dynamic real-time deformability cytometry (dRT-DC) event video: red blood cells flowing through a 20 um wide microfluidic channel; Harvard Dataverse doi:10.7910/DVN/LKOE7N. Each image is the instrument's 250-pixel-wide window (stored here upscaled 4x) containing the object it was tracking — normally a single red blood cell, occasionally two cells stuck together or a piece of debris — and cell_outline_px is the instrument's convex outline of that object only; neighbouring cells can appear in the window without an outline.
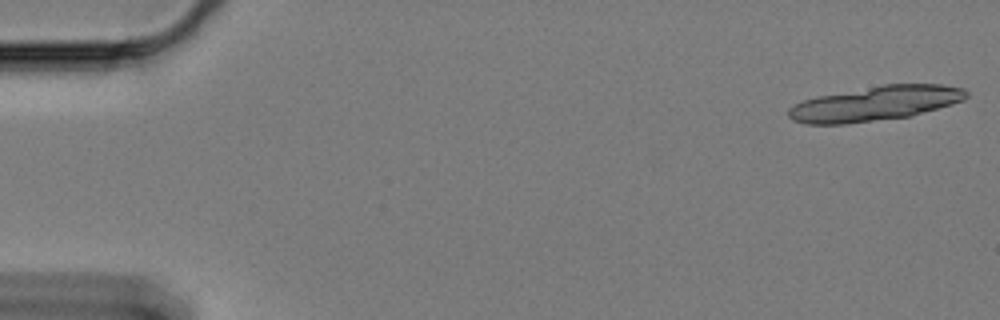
{"species": "Egyptian fruit bat (a non-hibernating species)", "species_latin": "Rousettus aegyptiacus", "temperature_condition": "cold", "stored_images_in_passage": 20, "camera_frame_rate_fps": 3000, "um_per_image_px": 0.085, "animal": {"sex": "female"}, "frame": {"image": 1, "passage_image": 1, "time_ms": 0.0, "image_size_px": [1000, 320], "cell_outline_px": [[968, 96], [964, 100], [952, 104], [912, 116], [844, 124], [804, 124], [792, 120], [788, 116], [788, 108], [804, 100], [816, 96], [884, 84], [944, 84], [964, 88], [968, 92]], "centroid_in_image_um": [74.42, 8.79], "position_along_channel_um": 10.6, "area_um2": 36.07}}